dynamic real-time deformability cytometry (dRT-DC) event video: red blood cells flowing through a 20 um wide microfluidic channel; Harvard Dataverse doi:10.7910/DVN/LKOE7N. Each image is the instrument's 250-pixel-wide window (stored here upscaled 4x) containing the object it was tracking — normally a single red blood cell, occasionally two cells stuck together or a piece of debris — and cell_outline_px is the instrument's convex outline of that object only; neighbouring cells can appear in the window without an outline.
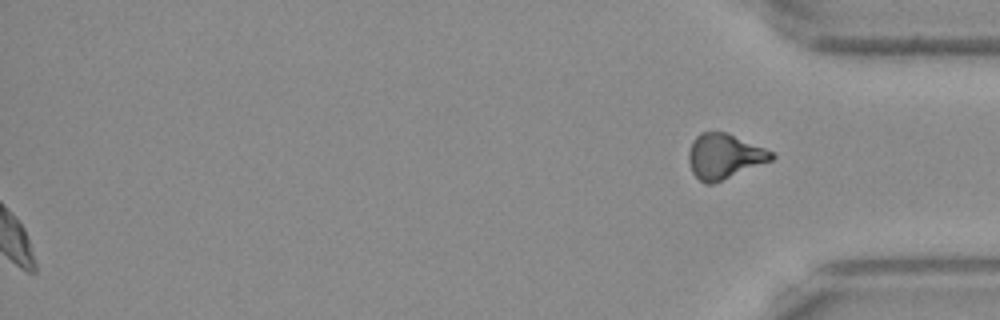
{"species": "Egyptian fruit bat (a non-hibernating species)", "species_latin": "Rousettus aegyptiacus", "temperature_condition": "warm", "stored_images_in_passage": 49, "segment_of_instrument_passage": [2, 2], "camera_frame_rate_fps": 3000, "um_per_image_px": 0.085, "frame": {"image": 1, "passage_image": 49, "time_ms": 16.0, "image_size_px": [1000, 320], "cell_outline_px": [[776, 156], [772, 160], [712, 184], [704, 184], [692, 172], [688, 160], [688, 152], [692, 140], [700, 132], [728, 132], [764, 148], [772, 152]], "centroid_in_image_um": [61.53, 13.27], "position_along_channel_um": 373.7, "area_um2": 21.68}}